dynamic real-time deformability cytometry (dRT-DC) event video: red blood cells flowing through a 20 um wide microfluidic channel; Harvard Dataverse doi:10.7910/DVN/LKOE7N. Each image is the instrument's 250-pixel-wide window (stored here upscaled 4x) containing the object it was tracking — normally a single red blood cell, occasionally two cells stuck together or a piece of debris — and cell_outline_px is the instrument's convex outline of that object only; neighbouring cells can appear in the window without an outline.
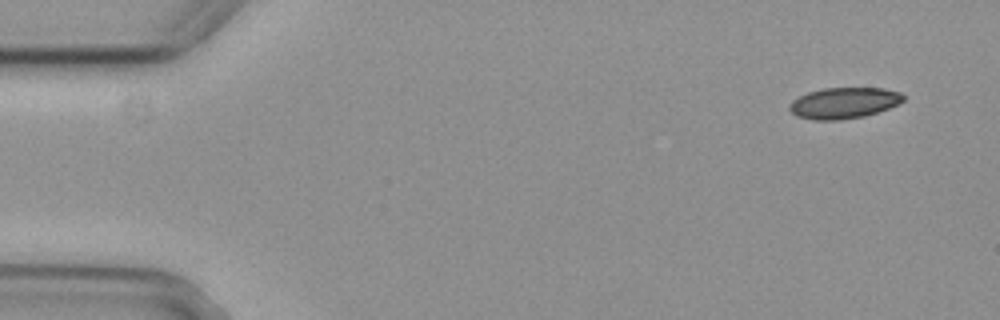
{"species": "common noctule bat (a hibernating species)", "species_latin": "Nyctalus noctula", "temperature_condition": "cold", "stored_images_in_passage": 4, "segment_of_instrument_passage": [1, 2], "camera_frame_rate_fps": 3000, "um_per_image_px": 0.085, "animal": {"sex": "female", "body_mass_g": 29.2, "forearm_length_mm": 56.3}, "frame": {"image": 1, "passage_image": 1, "time_ms": 0.0, "image_size_px": [1000, 320], "cell_outline_px": [[904, 100], [888, 108], [864, 116], [840, 120], [812, 120], [796, 116], [788, 108], [792, 100], [808, 92], [824, 88], [884, 88], [900, 92], [904, 96]], "centroid_in_image_um": [71.7, 8.75], "position_along_channel_um": 13.3, "area_um2": 20.52}}
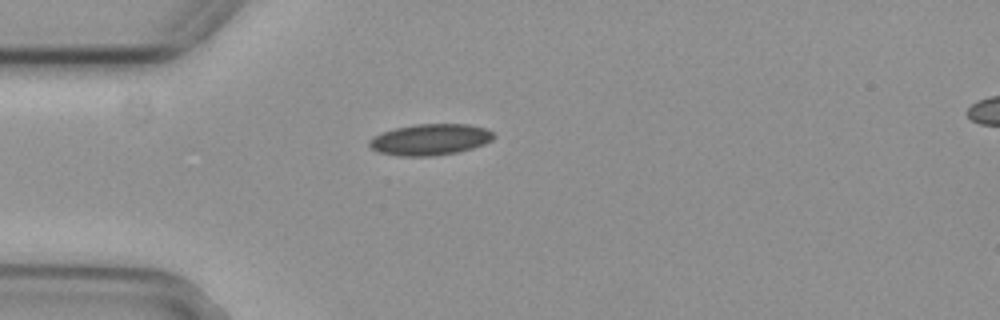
{"frame": {"image": 2, "passage_image": 3, "time_ms": 0.667, "image_size_px": [1000, 320], "cell_outline_px": [[496, 136], [492, 140], [484, 144], [472, 148], [456, 152], [432, 156], [400, 156], [376, 152], [368, 144], [368, 140], [372, 136], [380, 132], [396, 128], [416, 124], [468, 124], [488, 128]], "centroid_in_image_um": [36.55, 11.85], "position_along_channel_um": 48.5, "area_um2": 22.83}}